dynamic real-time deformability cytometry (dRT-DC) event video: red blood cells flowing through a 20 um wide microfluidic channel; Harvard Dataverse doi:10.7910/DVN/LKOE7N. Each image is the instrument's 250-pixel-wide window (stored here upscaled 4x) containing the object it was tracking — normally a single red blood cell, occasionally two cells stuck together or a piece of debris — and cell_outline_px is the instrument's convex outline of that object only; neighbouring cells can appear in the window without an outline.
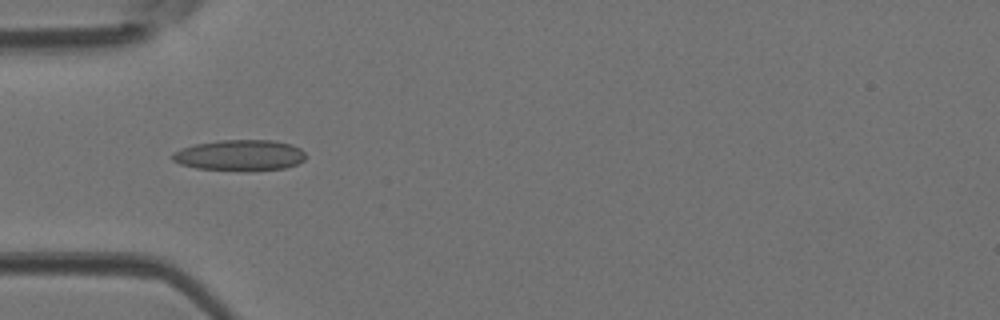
{"species": "Egyptian fruit bat (a non-hibernating species)", "species_latin": "Rousettus aegyptiacus", "temperature_condition": "room temperature", "stored_images_in_passage": 33, "camera_frame_rate_fps": 3000, "um_per_image_px": 0.085, "animal": {"sex": "female"}, "frame": {"image": 1, "passage_image": 5, "time_ms": 1.333, "image_size_px": [1000, 320], "cell_outline_px": [[304, 160], [296, 164], [284, 168], [196, 168], [180, 164], [172, 160], [172, 152], [196, 144], [220, 140], [272, 140], [292, 144], [300, 148], [304, 152]], "centroid_in_image_um": [20.38, 13.15], "position_along_channel_um": 64.6, "area_um2": 22.95}}
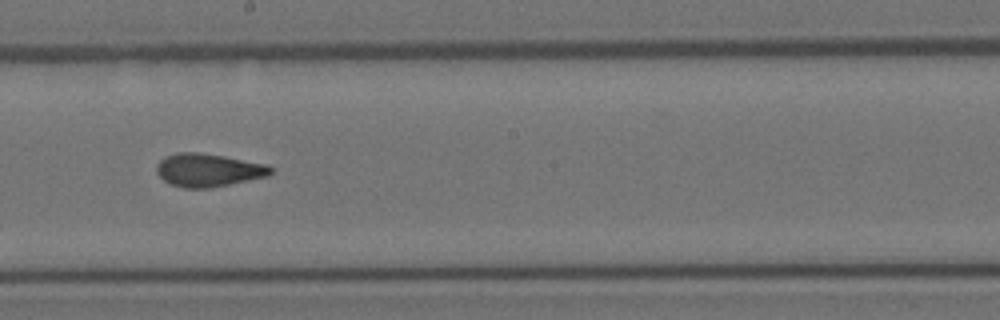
{"frame": {"image": 2, "passage_image": 16, "time_ms": 5.0, "image_size_px": [1000, 320], "cell_outline_px": [[272, 172], [268, 176], [208, 188], [184, 188], [172, 184], [164, 180], [156, 172], [156, 164], [164, 156], [176, 152], [200, 152], [224, 156], [264, 164], [272, 168]], "centroid_in_image_um": [17.65, 14.44], "position_along_channel_um": 230.6, "area_um2": 21.85}}
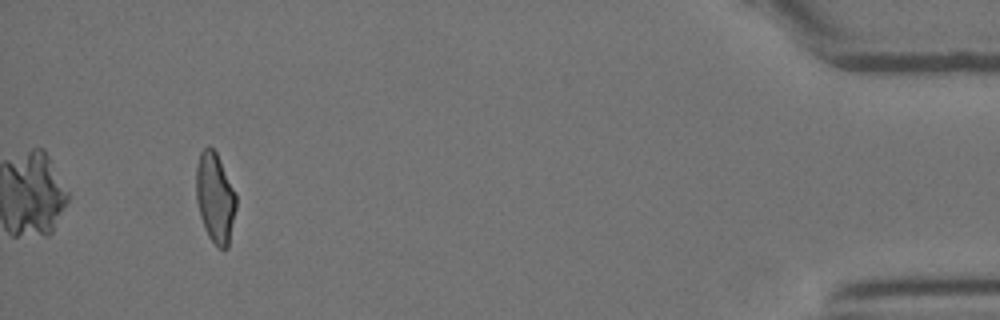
{"frame": {"image": 3, "passage_image": 33, "time_ms": 10.667, "image_size_px": [1000, 320], "cell_outline_px": [[236, 208], [228, 248], [220, 248], [208, 236], [204, 228], [200, 216], [196, 200], [196, 168], [200, 152], [208, 144], [216, 152], [236, 192]], "centroid_in_image_um": [18.28, 16.79], "position_along_channel_um": 416.9, "area_um2": 21.04}}